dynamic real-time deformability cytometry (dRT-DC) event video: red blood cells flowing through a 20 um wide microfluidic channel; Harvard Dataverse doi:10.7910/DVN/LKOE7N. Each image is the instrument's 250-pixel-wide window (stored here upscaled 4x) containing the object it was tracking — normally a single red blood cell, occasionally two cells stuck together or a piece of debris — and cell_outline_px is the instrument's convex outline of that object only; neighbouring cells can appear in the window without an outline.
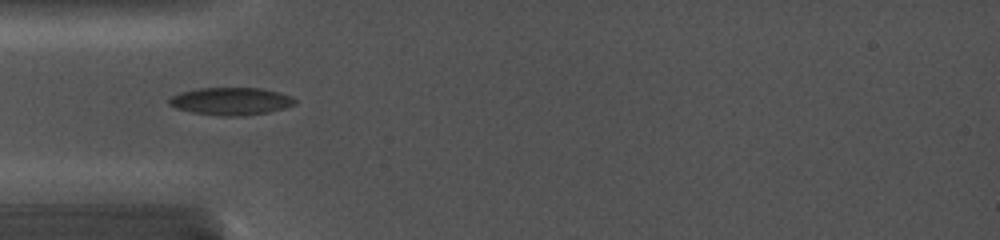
{"species": "common noctule bat (a hibernating species)", "species_latin": "Nyctalus noctula", "temperature_condition": "cold", "stored_images_in_passage": 28, "camera_frame_rate_fps": 5000, "um_per_image_px": 0.085, "animal": {"sex": "female", "body_mass_g": 19.0, "forearm_length_mm": 56.7}, "frame": {"image": 1, "passage_image": 1, "time_ms": 0.0, "image_size_px": [1000, 240], "cell_outline_px": [[296, 104], [284, 108], [268, 112], [240, 116], [224, 116], [192, 112], [176, 108], [168, 104], [168, 96], [180, 92], [200, 88], [260, 88], [292, 96], [296, 100]], "centroid_in_image_um": [19.59, 8.6], "position_along_channel_um": 65.4, "area_um2": 20.17}}
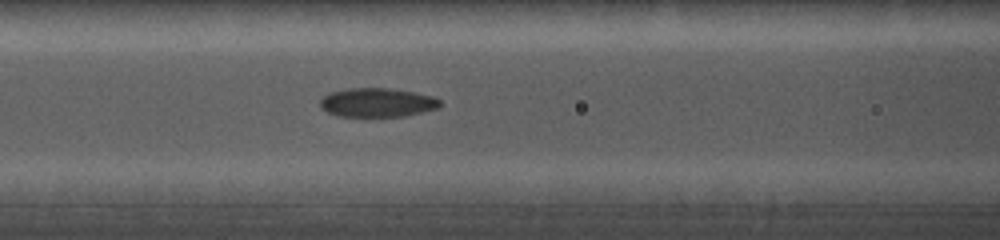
{"frame": {"image": 2, "passage_image": 17, "time_ms": 1.8, "image_size_px": [1000, 240], "cell_outline_px": [[440, 104], [436, 108], [404, 116], [336, 116], [320, 108], [320, 100], [324, 96], [332, 92], [348, 88], [388, 88], [412, 92], [432, 96], [440, 100]], "centroid_in_image_um": [32.02, 8.71], "position_along_channel_um": 134.6, "area_um2": 19.94}}
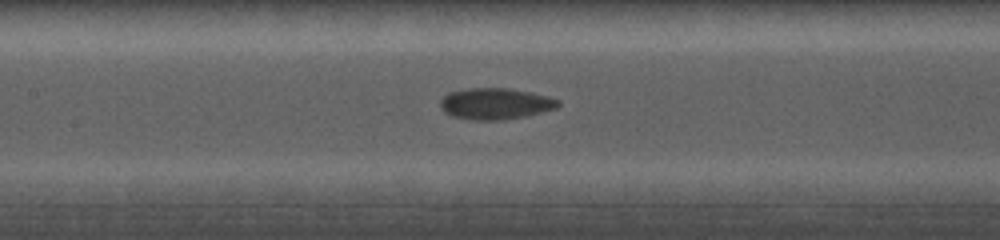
{"frame": {"image": 3, "passage_image": 24, "time_ms": 2.6, "image_size_px": [1000, 240], "cell_outline_px": [[560, 104], [556, 108], [524, 116], [504, 120], [476, 120], [452, 116], [444, 112], [440, 108], [440, 100], [448, 92], [468, 88], [508, 88], [532, 92], [548, 96], [560, 100]], "centroid_in_image_um": [42.09, 8.8], "position_along_channel_um": 165.3, "area_um2": 21.56}}